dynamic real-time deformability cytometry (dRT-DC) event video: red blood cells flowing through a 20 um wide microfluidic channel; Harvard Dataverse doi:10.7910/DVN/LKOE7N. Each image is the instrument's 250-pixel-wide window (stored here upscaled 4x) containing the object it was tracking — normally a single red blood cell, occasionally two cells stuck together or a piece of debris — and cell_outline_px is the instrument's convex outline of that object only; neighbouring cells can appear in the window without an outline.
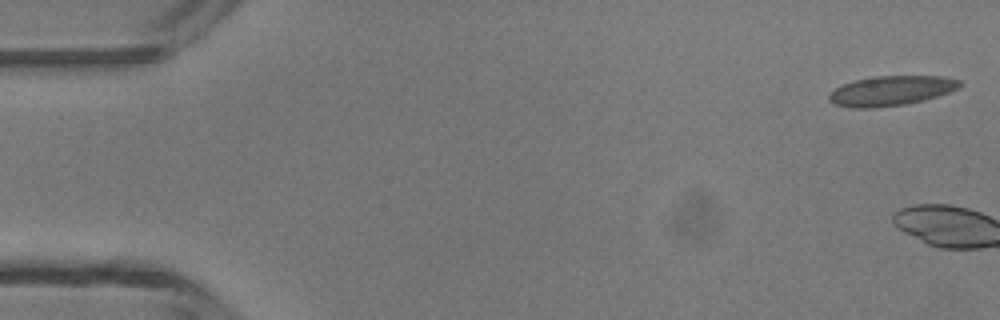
{"species": "common noctule bat (a hibernating species)", "species_latin": "Nyctalus noctula", "temperature_condition": "room temperature", "stored_images_in_passage": 6, "camera_frame_rate_fps": 3000, "um_per_image_px": 0.085, "animal": {"sex": "male", "body_mass_g": 13.3}, "frame": {"image": 1, "passage_image": 1, "time_ms": 0.0, "image_size_px": [1000, 320], "cell_outline_px": [[964, 84], [948, 92], [924, 100], [904, 104], [872, 108], [848, 108], [836, 104], [828, 100], [828, 96], [836, 88], [844, 84], [856, 80], [876, 76], [944, 76], [960, 80]], "centroid_in_image_um": [75.75, 7.71], "position_along_channel_um": 9.2, "area_um2": 22.48}}